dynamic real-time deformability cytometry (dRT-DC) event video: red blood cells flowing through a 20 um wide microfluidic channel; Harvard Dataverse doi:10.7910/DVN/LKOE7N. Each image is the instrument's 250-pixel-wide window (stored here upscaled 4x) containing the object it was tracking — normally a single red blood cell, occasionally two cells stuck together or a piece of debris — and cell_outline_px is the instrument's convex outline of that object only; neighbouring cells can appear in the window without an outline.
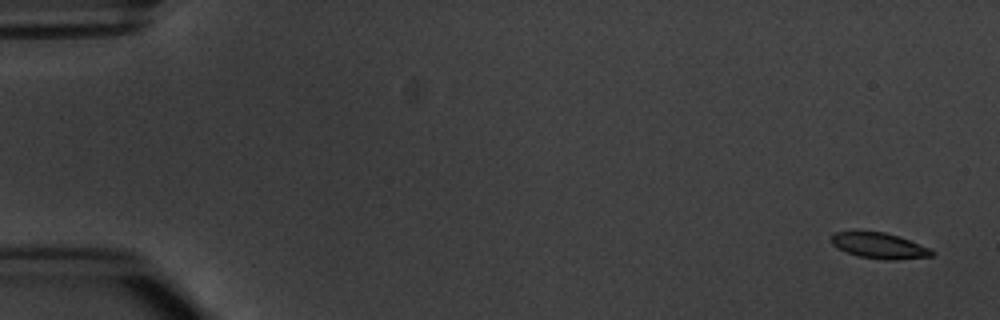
{"species": "common noctule bat (a hibernating species)", "species_latin": "Nyctalus noctula", "temperature_condition": "warm", "stored_images_in_passage": 5, "camera_frame_rate_fps": 3000, "um_per_image_px": 0.085, "animal": {"sex": "male", "body_mass_g": 20.1, "forearm_length_mm": 53.5}, "frame": {"image": 1, "passage_image": 1, "time_ms": 0.0, "image_size_px": [1000, 320], "cell_outline_px": [[936, 252], [932, 256], [896, 260], [884, 260], [856, 256], [836, 248], [832, 244], [832, 236], [836, 232], [856, 228], [884, 232], [900, 236], [932, 248]], "centroid_in_image_um": [74.72, 20.84], "position_along_channel_um": 10.3, "area_um2": 15.95}}
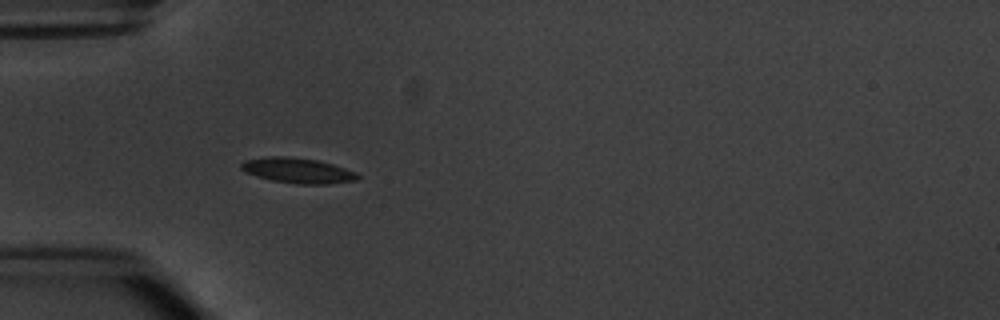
{"frame": {"image": 2, "passage_image": 5, "time_ms": 5.0, "image_size_px": [1000, 320], "cell_outline_px": [[360, 176], [356, 180], [328, 184], [296, 184], [272, 180], [256, 176], [244, 172], [240, 168], [240, 164], [244, 160], [268, 156], [288, 156], [316, 160], [332, 164], [356, 172]], "centroid_in_image_um": [25.27, 14.49], "position_along_channel_um": 59.7, "area_um2": 17.17}}